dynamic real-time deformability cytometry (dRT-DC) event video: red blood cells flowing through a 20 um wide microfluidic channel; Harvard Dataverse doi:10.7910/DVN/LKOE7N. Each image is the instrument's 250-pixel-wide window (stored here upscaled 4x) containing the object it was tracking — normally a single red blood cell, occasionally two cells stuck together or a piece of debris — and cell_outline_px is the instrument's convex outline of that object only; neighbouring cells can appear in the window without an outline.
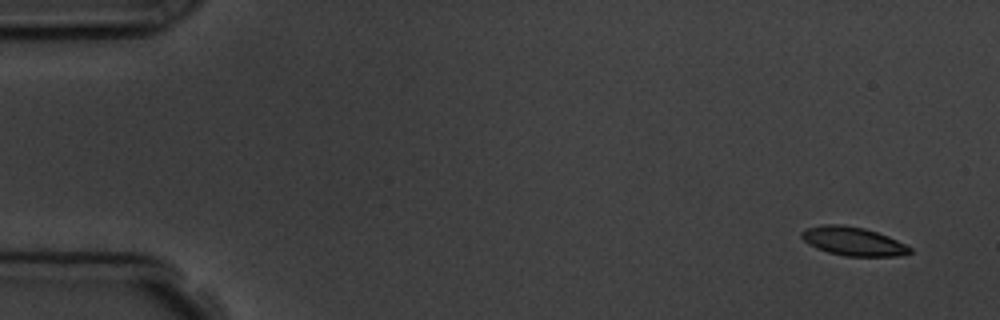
{"species": "common noctule bat (a hibernating species)", "species_latin": "Nyctalus noctula", "temperature_condition": "room temperature", "stored_images_in_passage": 4, "camera_frame_rate_fps": 3000, "um_per_image_px": 0.085, "animal": {"sex": "male", "body_mass_g": 19.5, "forearm_length_mm": 54.6}, "frame": {"image": 1, "passage_image": 1, "time_ms": 0.0, "image_size_px": [1000, 320], "cell_outline_px": [[912, 252], [900, 256], [844, 256], [828, 252], [816, 248], [808, 244], [800, 236], [800, 232], [808, 228], [824, 224], [840, 224], [864, 228], [888, 236], [912, 248]], "centroid_in_image_um": [72.5, 20.51], "position_along_channel_um": 12.5, "area_um2": 18.03}}
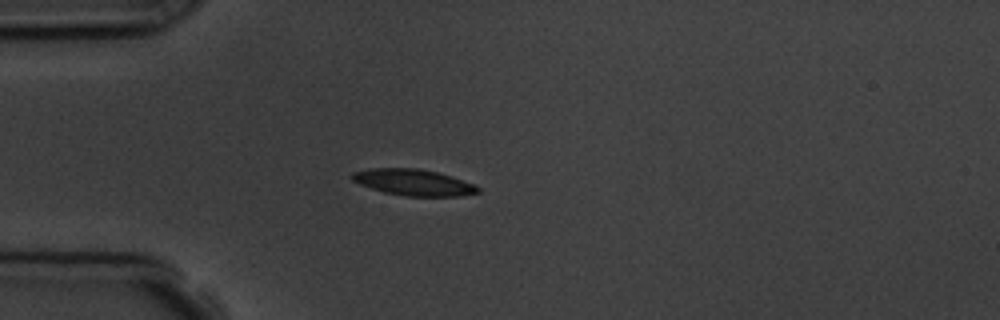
{"frame": {"image": 2, "passage_image": 4, "time_ms": 4.0, "image_size_px": [1000, 320], "cell_outline_px": [[480, 192], [460, 196], [408, 196], [384, 192], [360, 184], [352, 180], [348, 176], [352, 172], [372, 168], [416, 168], [436, 172], [452, 176], [472, 184], [480, 188]], "centroid_in_image_um": [35.12, 15.5], "position_along_channel_um": 49.9, "area_um2": 19.13}}